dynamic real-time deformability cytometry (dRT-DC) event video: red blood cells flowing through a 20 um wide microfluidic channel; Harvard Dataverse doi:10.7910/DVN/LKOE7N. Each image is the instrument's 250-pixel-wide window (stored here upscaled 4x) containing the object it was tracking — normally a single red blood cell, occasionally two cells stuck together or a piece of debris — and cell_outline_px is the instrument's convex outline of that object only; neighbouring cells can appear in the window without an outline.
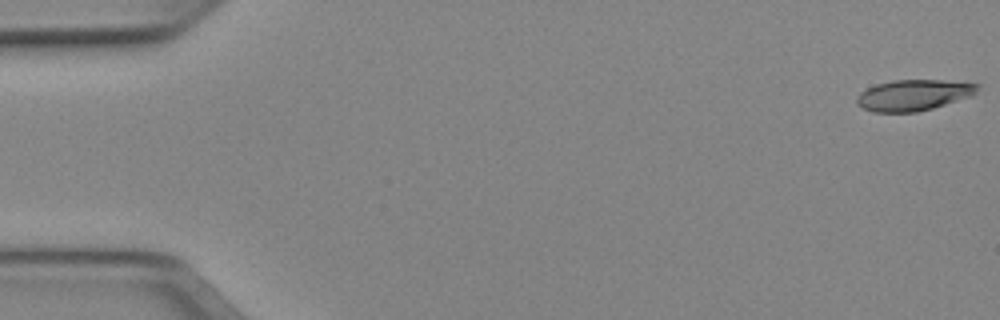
{"species": "Egyptian fruit bat (a non-hibernating species)", "species_latin": "Rousettus aegyptiacus", "temperature_condition": "cold", "stored_images_in_passage": 51, "camera_frame_rate_fps": 3000, "um_per_image_px": 0.085, "animal": {"sex": "female"}, "frame": {"image": 1, "passage_image": 1, "time_ms": 0.0, "image_size_px": [1000, 320], "cell_outline_px": [[980, 84], [976, 92], [972, 96], [932, 108], [916, 112], [872, 112], [856, 104], [856, 96], [860, 92], [876, 84], [892, 80], [944, 80]], "centroid_in_image_um": [77.63, 8.08], "position_along_channel_um": 7.4, "area_um2": 21.79}}
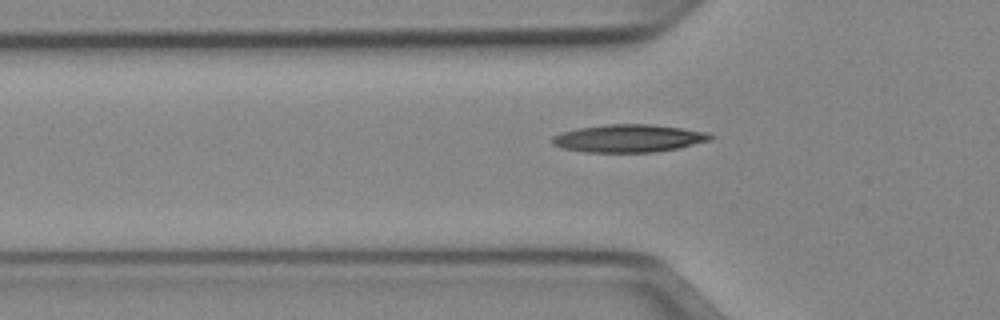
{"frame": {"image": 2, "passage_image": 17, "time_ms": 5.333, "image_size_px": [1000, 320], "cell_outline_px": [[712, 140], [680, 148], [656, 152], [584, 152], [564, 148], [552, 144], [552, 136], [560, 132], [576, 128], [608, 124], [652, 124], [684, 128], [708, 132], [712, 136]], "centroid_in_image_um": [53.46, 11.75], "position_along_channel_um": 72.3, "area_um2": 25.84}}
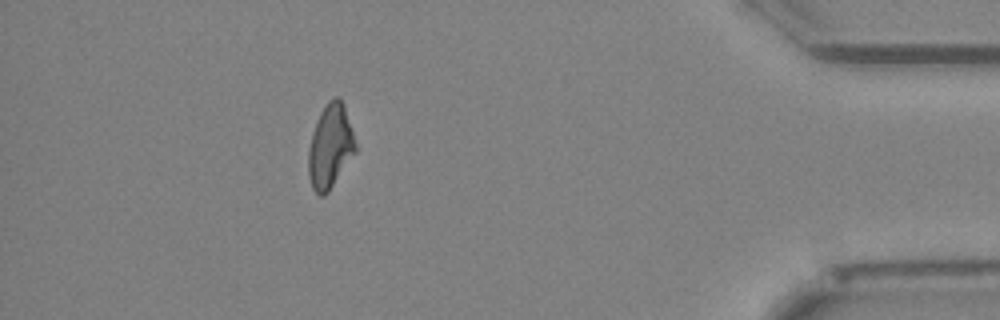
{"frame": {"image": 3, "passage_image": 46, "time_ms": 15.0, "image_size_px": [1000, 320], "cell_outline_px": [[356, 152], [328, 192], [324, 196], [320, 196], [312, 188], [308, 176], [308, 148], [312, 132], [316, 120], [320, 112], [328, 100], [332, 96], [336, 96], [344, 104], [356, 144]], "centroid_in_image_um": [28.05, 12.44], "position_along_channel_um": 407.1, "area_um2": 23.12}, "authors_computed_cell_mechanics": {"area_um2": 23.5246, "velocity_mm_per_s": 3.9853, "shape_relaxation_time_tau1_ms": 9.6591, "shape_relaxation_time_tau2_ms": 6.9406, "deformation_change_tau1": 0.2275, "deformation_change_tau2": 0.1502}}